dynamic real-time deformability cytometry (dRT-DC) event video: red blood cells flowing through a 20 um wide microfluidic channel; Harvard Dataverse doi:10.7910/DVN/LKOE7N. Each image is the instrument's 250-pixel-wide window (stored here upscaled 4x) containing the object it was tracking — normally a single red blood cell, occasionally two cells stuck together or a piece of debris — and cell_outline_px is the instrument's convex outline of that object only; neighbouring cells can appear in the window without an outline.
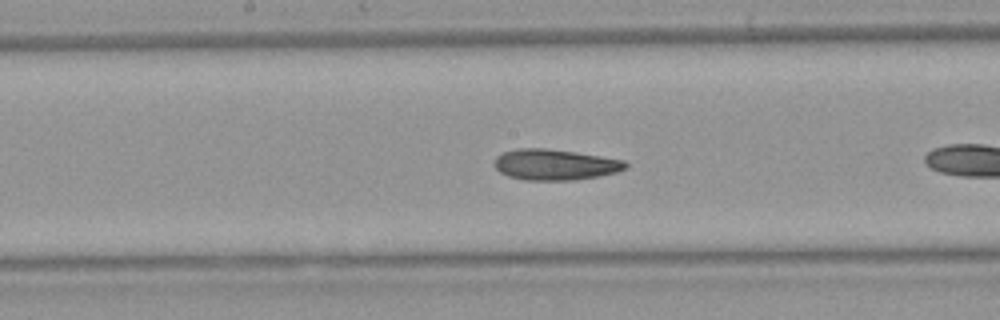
{"species": "Egyptian fruit bat (a non-hibernating species)", "species_latin": "Rousettus aegyptiacus", "temperature_condition": "warm", "stored_images_in_passage": 26, "camera_frame_rate_fps": 3000, "um_per_image_px": 0.085, "animal": {"sex": "female"}, "frame": {"image": 1, "passage_image": 12, "time_ms": 3.667, "image_size_px": [1000, 320], "cell_outline_px": [[628, 168], [616, 172], [600, 176], [576, 180], [524, 180], [508, 176], [500, 172], [496, 168], [496, 156], [504, 152], [520, 148], [544, 148], [576, 152], [624, 160], [628, 164]], "centroid_in_image_um": [47.21, 14.0], "position_along_channel_um": 201.0, "area_um2": 23.52}}
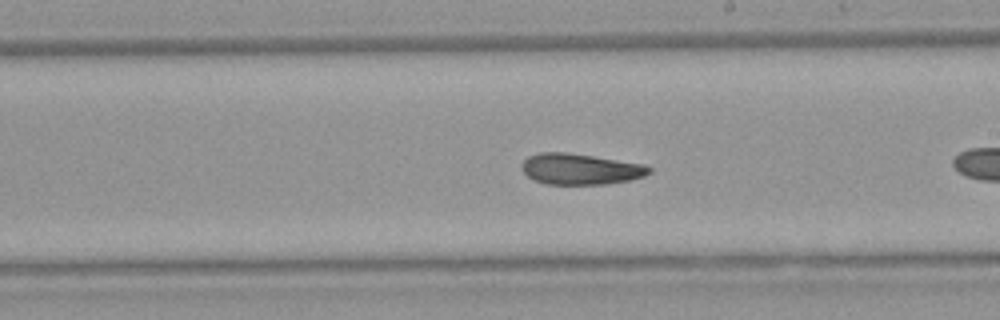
{"frame": {"image": 2, "passage_image": 15, "time_ms": 4.667, "image_size_px": [1000, 320], "cell_outline_px": [[652, 172], [644, 176], [628, 180], [608, 184], [544, 184], [532, 180], [524, 172], [524, 160], [528, 156], [540, 152], [568, 152], [644, 164], [652, 168]], "centroid_in_image_um": [49.35, 14.37], "position_along_channel_um": 239.7, "area_um2": 22.95}}